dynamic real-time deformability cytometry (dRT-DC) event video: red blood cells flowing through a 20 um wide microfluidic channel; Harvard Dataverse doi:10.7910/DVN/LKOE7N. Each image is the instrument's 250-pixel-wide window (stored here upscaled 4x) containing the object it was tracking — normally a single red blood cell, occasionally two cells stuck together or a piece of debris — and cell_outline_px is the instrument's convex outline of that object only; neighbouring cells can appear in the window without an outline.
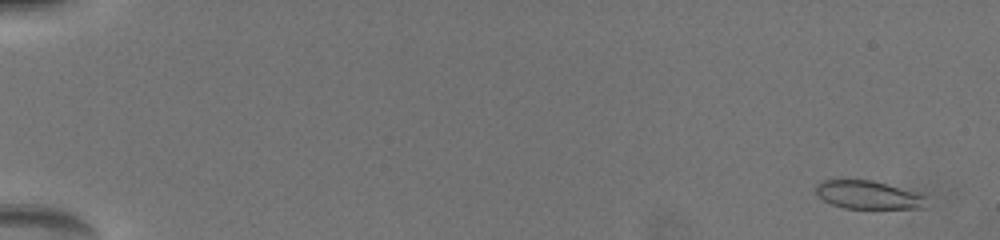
{"species": "common noctule bat (a hibernating species)", "species_latin": "Nyctalus noctula", "temperature_condition": "warm", "stored_images_in_passage": 41, "camera_frame_rate_fps": 3000, "um_per_image_px": 0.085, "animal": {"sex": "female", "body_mass_g": 19.5, "forearm_length_mm": 54.1}, "frame": {"image": 1, "passage_image": 3, "time_ms": 1.0, "image_size_px": [1000, 240], "cell_outline_px": [[928, 208], [844, 208], [832, 204], [824, 200], [812, 188], [820, 180], [836, 176], [840, 176], [872, 180], [920, 192], [924, 196]], "centroid_in_image_um": [73.72, 16.5], "position_along_channel_um": 11.3, "area_um2": 19.19}}
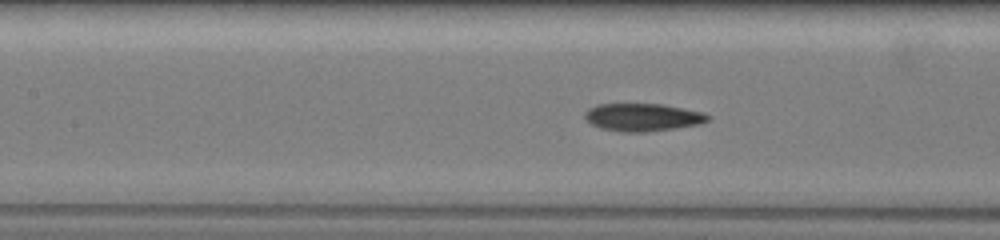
{"frame": {"image": 2, "passage_image": 21, "time_ms": 9.667, "image_size_px": [1000, 240], "cell_outline_px": [[712, 116], [708, 120], [700, 124], [676, 128], [644, 132], [620, 132], [600, 128], [592, 124], [584, 116], [584, 112], [588, 108], [596, 104], [664, 104], [704, 112]], "centroid_in_image_um": [54.64, 9.96], "position_along_channel_um": 152.8, "area_um2": 20.06}}
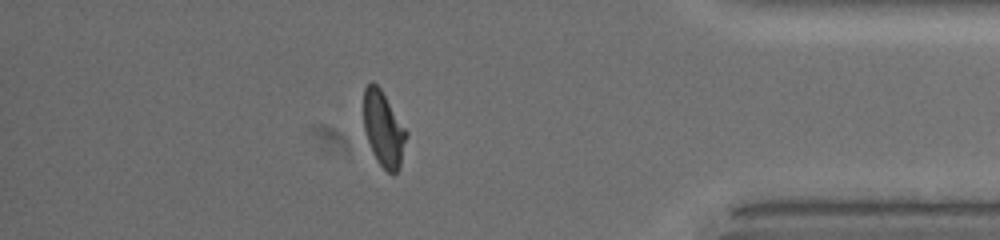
{"frame": {"image": 3, "passage_image": 36, "time_ms": 17.0, "image_size_px": [1000, 240], "cell_outline_px": [[408, 132], [400, 164], [396, 172], [392, 176], [376, 160], [372, 152], [364, 128], [364, 88], [372, 80], [380, 88]], "centroid_in_image_um": [32.59, 10.96], "position_along_channel_um": 402.6, "area_um2": 18.5}, "authors_computed_cell_mechanics": {"area_um2": 19.363, "velocity_mm_per_s": 3.7904, "shape_relaxation_time_tau1_ms": 6.1845, "shape_relaxation_time_tau2_ms": 1.7387, "deformation_change_tau1": 0.1734, "deformation_change_tau2": 0.0784}}